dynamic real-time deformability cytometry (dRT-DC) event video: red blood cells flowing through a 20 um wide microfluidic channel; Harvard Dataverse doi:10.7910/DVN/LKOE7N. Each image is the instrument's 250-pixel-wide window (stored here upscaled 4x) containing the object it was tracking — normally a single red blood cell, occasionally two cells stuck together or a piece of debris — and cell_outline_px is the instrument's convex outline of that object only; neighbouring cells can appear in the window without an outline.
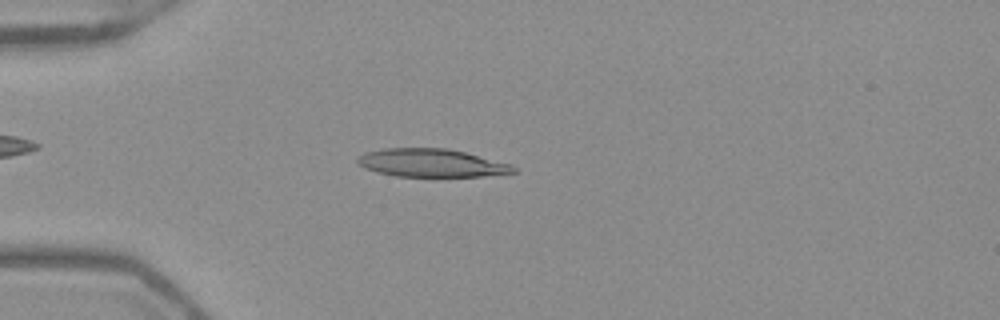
{"species": "Egyptian fruit bat (a non-hibernating species)", "species_latin": "Rousettus aegyptiacus", "temperature_condition": "warm", "stored_images_in_passage": 51, "camera_frame_rate_fps": 3000, "um_per_image_px": 0.085, "frame": {"image": 1, "passage_image": 14, "time_ms": 4.333, "image_size_px": [1000, 320], "cell_outline_px": [[516, 172], [480, 176], [396, 176], [376, 172], [364, 168], [356, 160], [356, 156], [364, 152], [384, 148], [448, 148], [512, 164], [516, 168]], "centroid_in_image_um": [36.63, 13.84], "position_along_channel_um": 48.4, "area_um2": 25.49}}
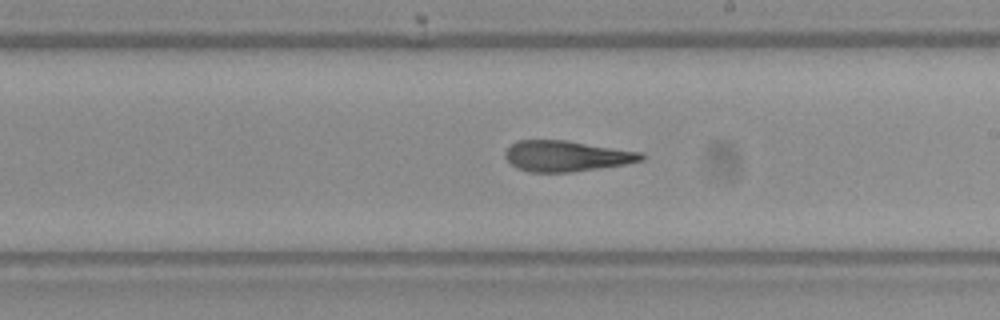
{"frame": {"image": 2, "passage_image": 30, "time_ms": 9.667, "image_size_px": [1000, 320], "cell_outline_px": [[648, 156], [644, 160], [624, 164], [572, 172], [528, 172], [516, 168], [504, 156], [504, 152], [516, 140], [564, 140], [640, 152]], "centroid_in_image_um": [48.13, 13.27], "position_along_channel_um": 240.9, "area_um2": 24.28}}
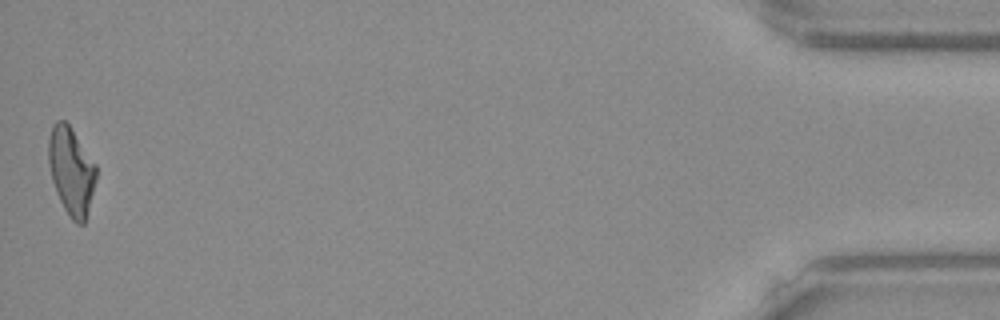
{"frame": {"image": 3, "passage_image": 51, "time_ms": 16.667, "image_size_px": [1000, 320], "cell_outline_px": [[96, 180], [84, 224], [76, 224], [68, 216], [56, 192], [52, 180], [48, 164], [48, 140], [52, 124], [56, 120], [64, 120], [68, 124], [96, 164]], "centroid_in_image_um": [6.04, 14.53], "position_along_channel_um": 429.2, "area_um2": 24.28}, "authors_computed_cell_mechanics": {"area_um2": 25.2586, "velocity_mm_per_s": 3.9609, "shape_relaxation_time_tau1_ms": null, "shape_relaxation_time_tau2_ms": 3.4948, "deformation_change_tau1": null, "deformation_change_tau2": 0.1451}}